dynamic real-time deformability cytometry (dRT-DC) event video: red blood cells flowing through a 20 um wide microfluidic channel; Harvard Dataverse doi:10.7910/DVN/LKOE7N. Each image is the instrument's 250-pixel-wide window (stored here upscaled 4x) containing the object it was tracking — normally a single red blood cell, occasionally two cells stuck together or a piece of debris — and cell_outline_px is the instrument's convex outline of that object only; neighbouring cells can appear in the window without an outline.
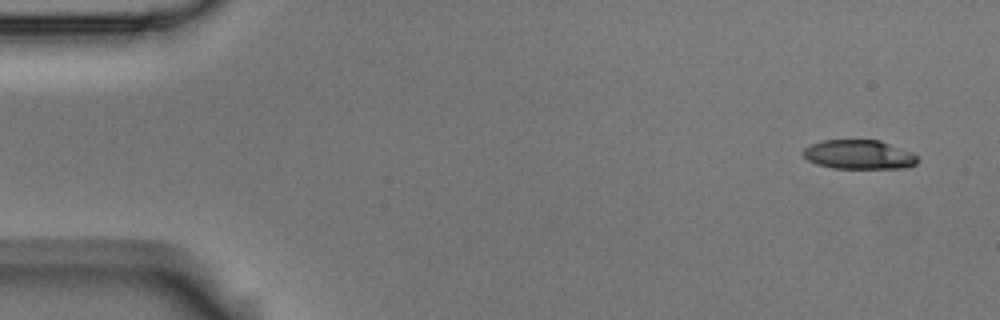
{"species": "Egyptian fruit bat (a non-hibernating species)", "species_latin": "Rousettus aegyptiacus", "temperature_condition": "room temperature", "stored_images_in_passage": 6, "camera_frame_rate_fps": 3000, "um_per_image_px": 0.085, "animal": {"sex": "male"}, "frame": {"image": 1, "passage_image": 1, "time_ms": 0.0, "image_size_px": [1000, 320], "cell_outline_px": [[916, 164], [904, 168], [832, 168], [816, 164], [808, 160], [800, 152], [804, 148], [812, 144], [824, 140], [880, 140], [912, 152], [916, 156]], "centroid_in_image_um": [72.98, 13.14], "position_along_channel_um": 12.0, "area_um2": 19.42}}
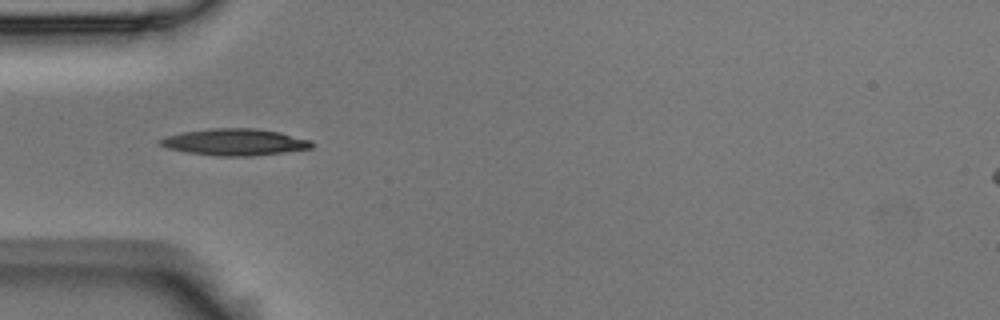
{"frame": {"image": 2, "passage_image": 5, "time_ms": 1.333, "image_size_px": [1000, 320], "cell_outline_px": [[316, 144], [312, 148], [284, 152], [252, 156], [216, 156], [184, 152], [168, 148], [156, 144], [156, 140], [164, 136], [184, 132], [212, 128], [256, 128], [280, 132], [312, 140]], "centroid_in_image_um": [19.94, 12.08], "position_along_channel_um": 65.1, "area_um2": 23.93}}
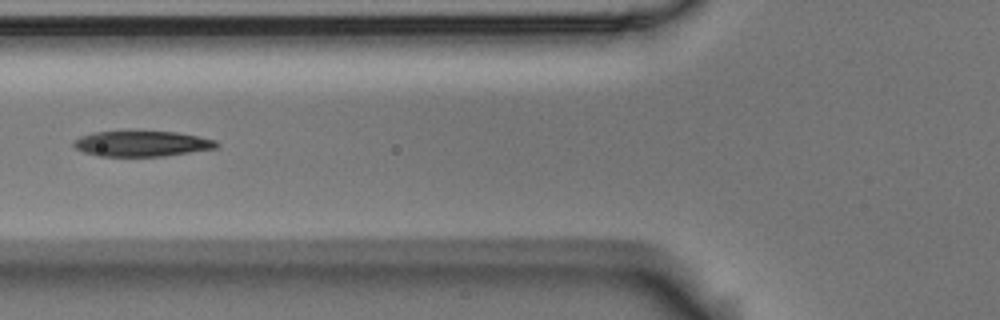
{"frame": {"image": 3, "passage_image": 6, "time_ms": 1.667, "image_size_px": [1000, 320], "cell_outline_px": [[216, 148], [164, 156], [96, 156], [84, 152], [76, 148], [72, 144], [72, 140], [80, 136], [92, 132], [176, 132], [216, 140]], "centroid_in_image_um": [11.98, 12.22], "position_along_channel_um": 113.8, "area_um2": 20.98}}